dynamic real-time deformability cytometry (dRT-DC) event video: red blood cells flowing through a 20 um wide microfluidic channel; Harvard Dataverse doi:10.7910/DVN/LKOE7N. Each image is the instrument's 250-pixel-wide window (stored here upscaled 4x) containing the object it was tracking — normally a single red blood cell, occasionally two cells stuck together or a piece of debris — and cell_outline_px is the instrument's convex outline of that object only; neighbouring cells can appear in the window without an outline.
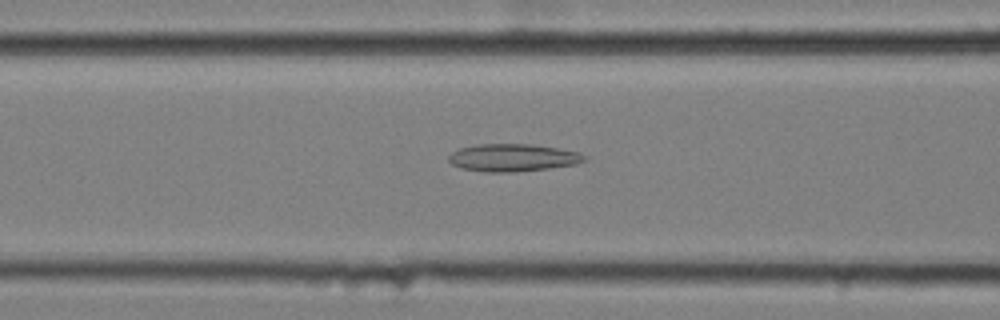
{"species": "common noctule bat (a hibernating species)", "species_latin": "Nyctalus noctula", "temperature_condition": "cold", "stored_images_in_passage": 57, "camera_frame_rate_fps": 3000, "um_per_image_px": 0.085, "animal": {"sex": "female", "body_mass_g": 25.1}, "frame": {"image": 1, "passage_image": 23, "time_ms": 7.333, "image_size_px": [1000, 320], "cell_outline_px": [[588, 160], [576, 164], [548, 168], [516, 172], [484, 172], [460, 168], [452, 164], [448, 160], [448, 156], [452, 152], [460, 148], [476, 144], [528, 144], [556, 148], [580, 152]], "centroid_in_image_um": [43.57, 13.4], "position_along_channel_um": 123.0, "area_um2": 21.79}}
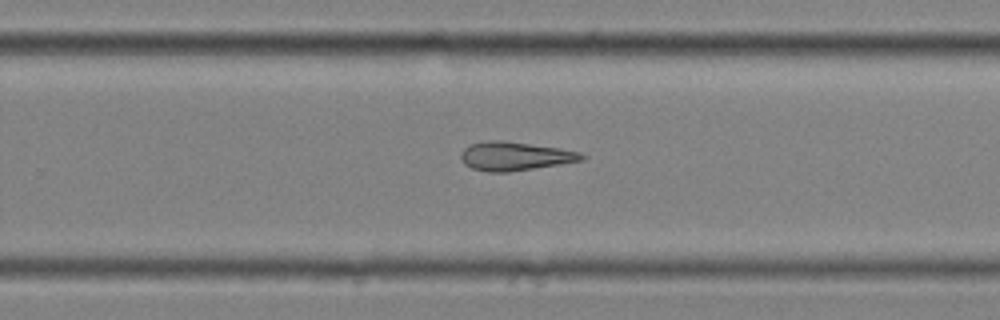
{"frame": {"image": 2, "passage_image": 37, "time_ms": 12.0, "image_size_px": [1000, 320], "cell_outline_px": [[588, 156], [584, 160], [560, 164], [508, 172], [488, 172], [472, 168], [464, 164], [460, 156], [464, 148], [468, 144], [488, 140], [500, 140], [560, 148], [580, 152]], "centroid_in_image_um": [43.77, 13.27], "position_along_channel_um": 286.0, "area_um2": 20.23}}
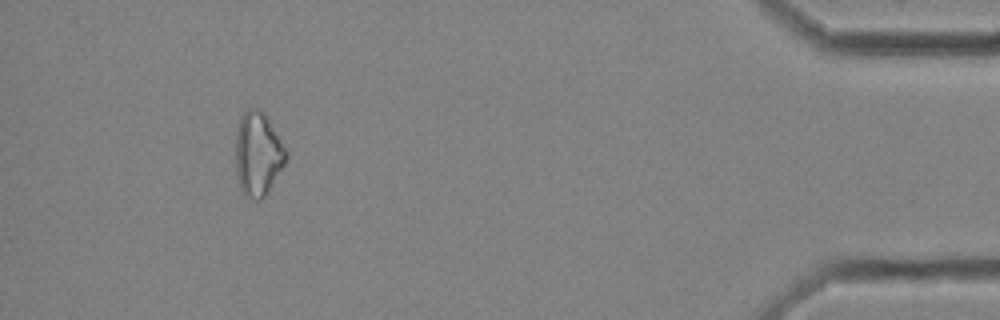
{"frame": {"image": 3, "passage_image": 53, "time_ms": 17.333, "image_size_px": [1000, 320], "cell_outline_px": [[288, 156], [284, 164], [268, 192], [260, 200], [256, 200], [244, 196], [240, 188], [236, 176], [236, 132], [240, 116], [248, 108], [260, 108], [268, 116], [288, 152]], "centroid_in_image_um": [21.92, 13.06], "position_along_channel_um": 413.3, "area_um2": 25.03}}